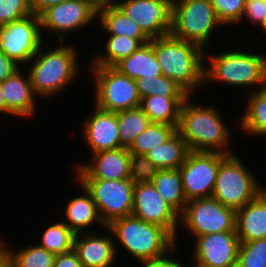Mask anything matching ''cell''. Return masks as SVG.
I'll return each mask as SVG.
<instances>
[{
  "label": "cell",
  "mask_w": 266,
  "mask_h": 267,
  "mask_svg": "<svg viewBox=\"0 0 266 267\" xmlns=\"http://www.w3.org/2000/svg\"><path fill=\"white\" fill-rule=\"evenodd\" d=\"M152 46L163 76L175 81L191 96L198 87L201 89L205 83L206 49L171 34L152 39Z\"/></svg>",
  "instance_id": "cell-1"
},
{
  "label": "cell",
  "mask_w": 266,
  "mask_h": 267,
  "mask_svg": "<svg viewBox=\"0 0 266 267\" xmlns=\"http://www.w3.org/2000/svg\"><path fill=\"white\" fill-rule=\"evenodd\" d=\"M191 95L183 102L180 108L177 132L186 142L190 151L220 152L226 155L233 154L228 147L230 130L212 106L195 105Z\"/></svg>",
  "instance_id": "cell-2"
},
{
  "label": "cell",
  "mask_w": 266,
  "mask_h": 267,
  "mask_svg": "<svg viewBox=\"0 0 266 267\" xmlns=\"http://www.w3.org/2000/svg\"><path fill=\"white\" fill-rule=\"evenodd\" d=\"M107 227L116 241L137 259L138 263L157 260L169 255L176 248V239L167 229L143 221L134 215L113 220Z\"/></svg>",
  "instance_id": "cell-3"
},
{
  "label": "cell",
  "mask_w": 266,
  "mask_h": 267,
  "mask_svg": "<svg viewBox=\"0 0 266 267\" xmlns=\"http://www.w3.org/2000/svg\"><path fill=\"white\" fill-rule=\"evenodd\" d=\"M59 44L47 52L41 51L44 45L42 44L29 62L33 61L28 73L37 98L41 96L40 98L49 99L61 93L77 77L79 67L76 47L64 42Z\"/></svg>",
  "instance_id": "cell-4"
},
{
  "label": "cell",
  "mask_w": 266,
  "mask_h": 267,
  "mask_svg": "<svg viewBox=\"0 0 266 267\" xmlns=\"http://www.w3.org/2000/svg\"><path fill=\"white\" fill-rule=\"evenodd\" d=\"M247 50H229L205 58V82H223L229 86L251 87L260 89L266 87V56ZM208 65V66H206ZM212 80V81H211Z\"/></svg>",
  "instance_id": "cell-5"
},
{
  "label": "cell",
  "mask_w": 266,
  "mask_h": 267,
  "mask_svg": "<svg viewBox=\"0 0 266 267\" xmlns=\"http://www.w3.org/2000/svg\"><path fill=\"white\" fill-rule=\"evenodd\" d=\"M220 25L210 0H172V36L208 48L215 26Z\"/></svg>",
  "instance_id": "cell-6"
},
{
  "label": "cell",
  "mask_w": 266,
  "mask_h": 267,
  "mask_svg": "<svg viewBox=\"0 0 266 267\" xmlns=\"http://www.w3.org/2000/svg\"><path fill=\"white\" fill-rule=\"evenodd\" d=\"M238 155H227L221 162L212 197L223 206L242 208L252 201L265 187H261L256 176L249 171Z\"/></svg>",
  "instance_id": "cell-7"
},
{
  "label": "cell",
  "mask_w": 266,
  "mask_h": 267,
  "mask_svg": "<svg viewBox=\"0 0 266 267\" xmlns=\"http://www.w3.org/2000/svg\"><path fill=\"white\" fill-rule=\"evenodd\" d=\"M90 67L96 86V107L104 111L118 112L140 106L141 97L136 80L121 74L114 67Z\"/></svg>",
  "instance_id": "cell-8"
},
{
  "label": "cell",
  "mask_w": 266,
  "mask_h": 267,
  "mask_svg": "<svg viewBox=\"0 0 266 267\" xmlns=\"http://www.w3.org/2000/svg\"><path fill=\"white\" fill-rule=\"evenodd\" d=\"M235 219L234 209L223 206L211 196L188 201L179 224L196 239L202 235L236 231Z\"/></svg>",
  "instance_id": "cell-9"
},
{
  "label": "cell",
  "mask_w": 266,
  "mask_h": 267,
  "mask_svg": "<svg viewBox=\"0 0 266 267\" xmlns=\"http://www.w3.org/2000/svg\"><path fill=\"white\" fill-rule=\"evenodd\" d=\"M91 194L101 220L107 226L113 220L132 215L135 184L130 179H78Z\"/></svg>",
  "instance_id": "cell-10"
},
{
  "label": "cell",
  "mask_w": 266,
  "mask_h": 267,
  "mask_svg": "<svg viewBox=\"0 0 266 267\" xmlns=\"http://www.w3.org/2000/svg\"><path fill=\"white\" fill-rule=\"evenodd\" d=\"M226 156L220 152H188L179 168L187 201L212 196L220 162Z\"/></svg>",
  "instance_id": "cell-11"
},
{
  "label": "cell",
  "mask_w": 266,
  "mask_h": 267,
  "mask_svg": "<svg viewBox=\"0 0 266 267\" xmlns=\"http://www.w3.org/2000/svg\"><path fill=\"white\" fill-rule=\"evenodd\" d=\"M42 36L39 16L31 14L0 26V50L18 65H28L45 40Z\"/></svg>",
  "instance_id": "cell-12"
},
{
  "label": "cell",
  "mask_w": 266,
  "mask_h": 267,
  "mask_svg": "<svg viewBox=\"0 0 266 267\" xmlns=\"http://www.w3.org/2000/svg\"><path fill=\"white\" fill-rule=\"evenodd\" d=\"M97 10L89 0H65L39 15L41 31L60 34L58 42H65V33L86 28L97 19Z\"/></svg>",
  "instance_id": "cell-13"
},
{
  "label": "cell",
  "mask_w": 266,
  "mask_h": 267,
  "mask_svg": "<svg viewBox=\"0 0 266 267\" xmlns=\"http://www.w3.org/2000/svg\"><path fill=\"white\" fill-rule=\"evenodd\" d=\"M116 5L149 39L170 34L172 0H119Z\"/></svg>",
  "instance_id": "cell-14"
},
{
  "label": "cell",
  "mask_w": 266,
  "mask_h": 267,
  "mask_svg": "<svg viewBox=\"0 0 266 267\" xmlns=\"http://www.w3.org/2000/svg\"><path fill=\"white\" fill-rule=\"evenodd\" d=\"M132 215L162 226L175 238L178 235L180 215L160 196L151 183L135 184Z\"/></svg>",
  "instance_id": "cell-15"
},
{
  "label": "cell",
  "mask_w": 266,
  "mask_h": 267,
  "mask_svg": "<svg viewBox=\"0 0 266 267\" xmlns=\"http://www.w3.org/2000/svg\"><path fill=\"white\" fill-rule=\"evenodd\" d=\"M194 244L192 262L204 267H236L240 246L236 231L198 236Z\"/></svg>",
  "instance_id": "cell-16"
},
{
  "label": "cell",
  "mask_w": 266,
  "mask_h": 267,
  "mask_svg": "<svg viewBox=\"0 0 266 267\" xmlns=\"http://www.w3.org/2000/svg\"><path fill=\"white\" fill-rule=\"evenodd\" d=\"M88 163L77 164V179L123 180L130 178V153L120 147L92 154Z\"/></svg>",
  "instance_id": "cell-17"
},
{
  "label": "cell",
  "mask_w": 266,
  "mask_h": 267,
  "mask_svg": "<svg viewBox=\"0 0 266 267\" xmlns=\"http://www.w3.org/2000/svg\"><path fill=\"white\" fill-rule=\"evenodd\" d=\"M95 109L91 116L85 119L82 134L91 154L123 147L120 143L116 112Z\"/></svg>",
  "instance_id": "cell-18"
},
{
  "label": "cell",
  "mask_w": 266,
  "mask_h": 267,
  "mask_svg": "<svg viewBox=\"0 0 266 267\" xmlns=\"http://www.w3.org/2000/svg\"><path fill=\"white\" fill-rule=\"evenodd\" d=\"M106 229L109 232L108 236L95 234L90 230L75 234L73 249L77 252L83 267H111L115 263L118 255L116 241L111 230L108 227Z\"/></svg>",
  "instance_id": "cell-19"
},
{
  "label": "cell",
  "mask_w": 266,
  "mask_h": 267,
  "mask_svg": "<svg viewBox=\"0 0 266 267\" xmlns=\"http://www.w3.org/2000/svg\"><path fill=\"white\" fill-rule=\"evenodd\" d=\"M26 75L23 76L21 69H19L12 76L1 82L6 114L27 118L36 112L35 94L29 73Z\"/></svg>",
  "instance_id": "cell-20"
},
{
  "label": "cell",
  "mask_w": 266,
  "mask_h": 267,
  "mask_svg": "<svg viewBox=\"0 0 266 267\" xmlns=\"http://www.w3.org/2000/svg\"><path fill=\"white\" fill-rule=\"evenodd\" d=\"M235 230L240 242L266 238V188L236 210Z\"/></svg>",
  "instance_id": "cell-21"
},
{
  "label": "cell",
  "mask_w": 266,
  "mask_h": 267,
  "mask_svg": "<svg viewBox=\"0 0 266 267\" xmlns=\"http://www.w3.org/2000/svg\"><path fill=\"white\" fill-rule=\"evenodd\" d=\"M85 195L79 194L77 197H73L68 201V205L65 209L64 222L75 234L84 233L85 228L91 227L92 224H102L105 229L107 226L101 220L99 212L96 207V203L90 192L80 183L79 184Z\"/></svg>",
  "instance_id": "cell-22"
},
{
  "label": "cell",
  "mask_w": 266,
  "mask_h": 267,
  "mask_svg": "<svg viewBox=\"0 0 266 267\" xmlns=\"http://www.w3.org/2000/svg\"><path fill=\"white\" fill-rule=\"evenodd\" d=\"M114 68L134 80L141 77L152 78L162 75L161 67L157 62L152 46V39L142 44L130 56L119 61Z\"/></svg>",
  "instance_id": "cell-23"
},
{
  "label": "cell",
  "mask_w": 266,
  "mask_h": 267,
  "mask_svg": "<svg viewBox=\"0 0 266 267\" xmlns=\"http://www.w3.org/2000/svg\"><path fill=\"white\" fill-rule=\"evenodd\" d=\"M97 19L103 30L109 35L128 36L139 40L142 44L150 39L142 32L139 25L116 5H106L98 8Z\"/></svg>",
  "instance_id": "cell-24"
},
{
  "label": "cell",
  "mask_w": 266,
  "mask_h": 267,
  "mask_svg": "<svg viewBox=\"0 0 266 267\" xmlns=\"http://www.w3.org/2000/svg\"><path fill=\"white\" fill-rule=\"evenodd\" d=\"M187 97L148 96L141 99L140 107L153 123L178 127L180 108Z\"/></svg>",
  "instance_id": "cell-25"
},
{
  "label": "cell",
  "mask_w": 266,
  "mask_h": 267,
  "mask_svg": "<svg viewBox=\"0 0 266 267\" xmlns=\"http://www.w3.org/2000/svg\"><path fill=\"white\" fill-rule=\"evenodd\" d=\"M151 184L179 215L184 211L188 201L179 169H159Z\"/></svg>",
  "instance_id": "cell-26"
},
{
  "label": "cell",
  "mask_w": 266,
  "mask_h": 267,
  "mask_svg": "<svg viewBox=\"0 0 266 267\" xmlns=\"http://www.w3.org/2000/svg\"><path fill=\"white\" fill-rule=\"evenodd\" d=\"M189 151L184 139L176 132L165 143L151 149L146 156L158 169H179Z\"/></svg>",
  "instance_id": "cell-27"
},
{
  "label": "cell",
  "mask_w": 266,
  "mask_h": 267,
  "mask_svg": "<svg viewBox=\"0 0 266 267\" xmlns=\"http://www.w3.org/2000/svg\"><path fill=\"white\" fill-rule=\"evenodd\" d=\"M254 92V93H253ZM249 94L246 110L240 120L242 132L266 135V87Z\"/></svg>",
  "instance_id": "cell-28"
},
{
  "label": "cell",
  "mask_w": 266,
  "mask_h": 267,
  "mask_svg": "<svg viewBox=\"0 0 266 267\" xmlns=\"http://www.w3.org/2000/svg\"><path fill=\"white\" fill-rule=\"evenodd\" d=\"M116 115L120 143L125 148H129L135 139L151 124L150 119L140 106L118 111Z\"/></svg>",
  "instance_id": "cell-29"
},
{
  "label": "cell",
  "mask_w": 266,
  "mask_h": 267,
  "mask_svg": "<svg viewBox=\"0 0 266 267\" xmlns=\"http://www.w3.org/2000/svg\"><path fill=\"white\" fill-rule=\"evenodd\" d=\"M105 51L92 60V66L114 67L119 61L130 56L142 43L128 36L109 35ZM94 61V62H93Z\"/></svg>",
  "instance_id": "cell-30"
},
{
  "label": "cell",
  "mask_w": 266,
  "mask_h": 267,
  "mask_svg": "<svg viewBox=\"0 0 266 267\" xmlns=\"http://www.w3.org/2000/svg\"><path fill=\"white\" fill-rule=\"evenodd\" d=\"M176 132L177 128L172 125L151 122L128 148L129 153L146 155L151 149L169 140Z\"/></svg>",
  "instance_id": "cell-31"
},
{
  "label": "cell",
  "mask_w": 266,
  "mask_h": 267,
  "mask_svg": "<svg viewBox=\"0 0 266 267\" xmlns=\"http://www.w3.org/2000/svg\"><path fill=\"white\" fill-rule=\"evenodd\" d=\"M0 243L8 251L12 267H53L56 255L48 252L39 245L23 247L20 250L9 249L4 240L0 239Z\"/></svg>",
  "instance_id": "cell-32"
},
{
  "label": "cell",
  "mask_w": 266,
  "mask_h": 267,
  "mask_svg": "<svg viewBox=\"0 0 266 267\" xmlns=\"http://www.w3.org/2000/svg\"><path fill=\"white\" fill-rule=\"evenodd\" d=\"M41 236L38 245L54 255L73 249L75 233L62 221L48 226Z\"/></svg>",
  "instance_id": "cell-33"
},
{
  "label": "cell",
  "mask_w": 266,
  "mask_h": 267,
  "mask_svg": "<svg viewBox=\"0 0 266 267\" xmlns=\"http://www.w3.org/2000/svg\"><path fill=\"white\" fill-rule=\"evenodd\" d=\"M141 99L148 96L188 97L189 94L175 81L163 75L152 78L136 79Z\"/></svg>",
  "instance_id": "cell-34"
},
{
  "label": "cell",
  "mask_w": 266,
  "mask_h": 267,
  "mask_svg": "<svg viewBox=\"0 0 266 267\" xmlns=\"http://www.w3.org/2000/svg\"><path fill=\"white\" fill-rule=\"evenodd\" d=\"M236 267H266V238L240 242Z\"/></svg>",
  "instance_id": "cell-35"
},
{
  "label": "cell",
  "mask_w": 266,
  "mask_h": 267,
  "mask_svg": "<svg viewBox=\"0 0 266 267\" xmlns=\"http://www.w3.org/2000/svg\"><path fill=\"white\" fill-rule=\"evenodd\" d=\"M158 168L142 154H130V180L134 184L152 183Z\"/></svg>",
  "instance_id": "cell-36"
},
{
  "label": "cell",
  "mask_w": 266,
  "mask_h": 267,
  "mask_svg": "<svg viewBox=\"0 0 266 267\" xmlns=\"http://www.w3.org/2000/svg\"><path fill=\"white\" fill-rule=\"evenodd\" d=\"M218 20L223 24L234 25L241 20L245 0H210Z\"/></svg>",
  "instance_id": "cell-37"
},
{
  "label": "cell",
  "mask_w": 266,
  "mask_h": 267,
  "mask_svg": "<svg viewBox=\"0 0 266 267\" xmlns=\"http://www.w3.org/2000/svg\"><path fill=\"white\" fill-rule=\"evenodd\" d=\"M33 14L28 0H0V26Z\"/></svg>",
  "instance_id": "cell-38"
},
{
  "label": "cell",
  "mask_w": 266,
  "mask_h": 267,
  "mask_svg": "<svg viewBox=\"0 0 266 267\" xmlns=\"http://www.w3.org/2000/svg\"><path fill=\"white\" fill-rule=\"evenodd\" d=\"M244 17L253 24L264 30L266 28V0H245L241 15V22Z\"/></svg>",
  "instance_id": "cell-39"
},
{
  "label": "cell",
  "mask_w": 266,
  "mask_h": 267,
  "mask_svg": "<svg viewBox=\"0 0 266 267\" xmlns=\"http://www.w3.org/2000/svg\"><path fill=\"white\" fill-rule=\"evenodd\" d=\"M13 59H10L3 51L0 50V83L5 81L20 69Z\"/></svg>",
  "instance_id": "cell-40"
},
{
  "label": "cell",
  "mask_w": 266,
  "mask_h": 267,
  "mask_svg": "<svg viewBox=\"0 0 266 267\" xmlns=\"http://www.w3.org/2000/svg\"><path fill=\"white\" fill-rule=\"evenodd\" d=\"M53 267H83L77 252L72 249L69 252L56 255Z\"/></svg>",
  "instance_id": "cell-41"
},
{
  "label": "cell",
  "mask_w": 266,
  "mask_h": 267,
  "mask_svg": "<svg viewBox=\"0 0 266 267\" xmlns=\"http://www.w3.org/2000/svg\"><path fill=\"white\" fill-rule=\"evenodd\" d=\"M32 13L39 16L45 9L57 5L65 0H28Z\"/></svg>",
  "instance_id": "cell-42"
},
{
  "label": "cell",
  "mask_w": 266,
  "mask_h": 267,
  "mask_svg": "<svg viewBox=\"0 0 266 267\" xmlns=\"http://www.w3.org/2000/svg\"><path fill=\"white\" fill-rule=\"evenodd\" d=\"M143 267H183L176 259L168 258L167 256L157 260H151L141 263Z\"/></svg>",
  "instance_id": "cell-43"
},
{
  "label": "cell",
  "mask_w": 266,
  "mask_h": 267,
  "mask_svg": "<svg viewBox=\"0 0 266 267\" xmlns=\"http://www.w3.org/2000/svg\"><path fill=\"white\" fill-rule=\"evenodd\" d=\"M0 267H12L10 255L6 248L0 243Z\"/></svg>",
  "instance_id": "cell-44"
},
{
  "label": "cell",
  "mask_w": 266,
  "mask_h": 267,
  "mask_svg": "<svg viewBox=\"0 0 266 267\" xmlns=\"http://www.w3.org/2000/svg\"><path fill=\"white\" fill-rule=\"evenodd\" d=\"M97 9L106 5H114L117 0H89Z\"/></svg>",
  "instance_id": "cell-45"
},
{
  "label": "cell",
  "mask_w": 266,
  "mask_h": 267,
  "mask_svg": "<svg viewBox=\"0 0 266 267\" xmlns=\"http://www.w3.org/2000/svg\"><path fill=\"white\" fill-rule=\"evenodd\" d=\"M0 113H5V100H4V94L2 91L1 83H0Z\"/></svg>",
  "instance_id": "cell-46"
},
{
  "label": "cell",
  "mask_w": 266,
  "mask_h": 267,
  "mask_svg": "<svg viewBox=\"0 0 266 267\" xmlns=\"http://www.w3.org/2000/svg\"><path fill=\"white\" fill-rule=\"evenodd\" d=\"M193 264H194V267H204V266H202L200 264H197L196 262H194Z\"/></svg>",
  "instance_id": "cell-47"
}]
</instances>
